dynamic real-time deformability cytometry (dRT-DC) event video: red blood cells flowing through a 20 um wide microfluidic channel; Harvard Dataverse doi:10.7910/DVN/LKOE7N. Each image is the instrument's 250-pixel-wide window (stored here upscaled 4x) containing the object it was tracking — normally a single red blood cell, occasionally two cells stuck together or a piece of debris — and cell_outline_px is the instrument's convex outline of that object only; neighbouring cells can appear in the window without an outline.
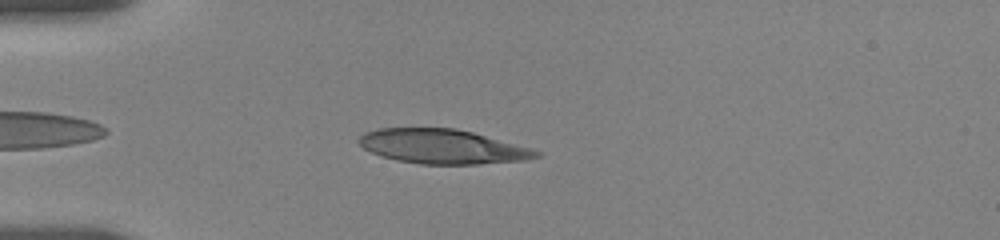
{"species": "human", "species_latin": "Homo sapiens", "temperature_condition": "room temperature", "stored_images_in_passage": 30, "camera_frame_rate_fps": 3000, "um_per_image_px": 0.085, "donor": {"sex": "female"}, "frame": {"image": 1, "passage_image": 2, "time_ms": 0.667, "image_size_px": [1000, 240], "cell_outline_px": [[540, 156], [528, 160], [480, 164], [420, 164], [396, 160], [372, 152], [364, 148], [356, 140], [364, 132], [380, 128], [456, 128], [472, 132], [528, 148], [540, 152]], "centroid_in_image_um": [37.58, 12.46], "position_along_channel_um": 47.4, "area_um2": 35.26}}
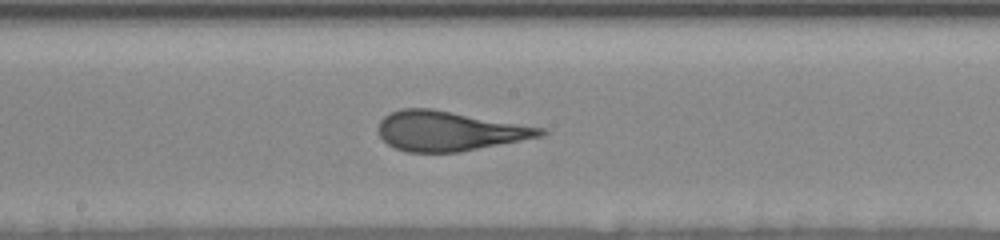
{"frame": {"image": 2, "passage_image": 16, "time_ms": 5.667, "image_size_px": [1000, 240], "cell_outline_px": [[548, 132], [544, 136], [460, 152], [408, 152], [396, 148], [388, 144], [380, 136], [380, 120], [384, 116], [400, 108], [432, 108], [548, 128]], "centroid_in_image_um": [38.26, 11.13], "position_along_channel_um": 209.9, "area_um2": 37.69}}
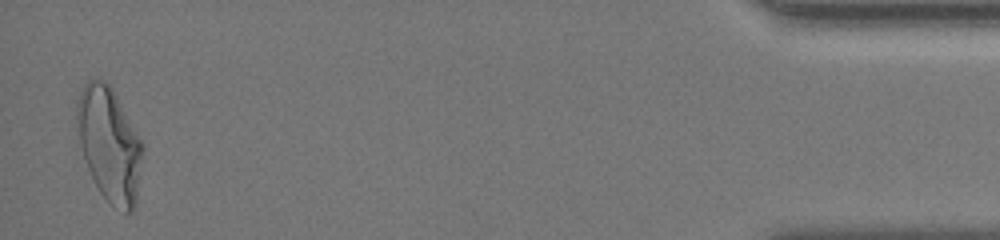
{"frame": {"image": 3, "passage_image": 30, "time_ms": 13.667, "image_size_px": [1000, 240], "cell_outline_px": [[144, 152], [136, 204], [128, 212], [124, 212], [108, 204], [100, 192], [88, 168], [84, 156], [80, 140], [76, 120], [76, 104], [80, 92], [84, 84], [88, 80], [108, 80], [144, 144]], "centroid_in_image_um": [9.33, 12.26], "position_along_channel_um": 425.9, "area_um2": 43.81}, "authors_computed_cell_mechanics": {"area_um2": 37.57, "velocity_mm_per_s": 3.6621, "shape_relaxation_time_tau1_ms": null, "shape_relaxation_time_tau2_ms": 0.8768, "deformation_change_tau1": null, "deformation_change_tau2": 0.0776}}